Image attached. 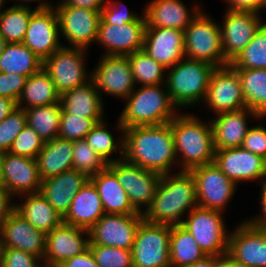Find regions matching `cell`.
Masks as SVG:
<instances>
[{
	"label": "cell",
	"instance_id": "obj_46",
	"mask_svg": "<svg viewBox=\"0 0 266 267\" xmlns=\"http://www.w3.org/2000/svg\"><path fill=\"white\" fill-rule=\"evenodd\" d=\"M44 145V141L38 133L26 125L20 134L15 138L9 153L27 158L36 159Z\"/></svg>",
	"mask_w": 266,
	"mask_h": 267
},
{
	"label": "cell",
	"instance_id": "obj_54",
	"mask_svg": "<svg viewBox=\"0 0 266 267\" xmlns=\"http://www.w3.org/2000/svg\"><path fill=\"white\" fill-rule=\"evenodd\" d=\"M106 0H62L56 5H69L78 8H87L91 10L101 11Z\"/></svg>",
	"mask_w": 266,
	"mask_h": 267
},
{
	"label": "cell",
	"instance_id": "obj_18",
	"mask_svg": "<svg viewBox=\"0 0 266 267\" xmlns=\"http://www.w3.org/2000/svg\"><path fill=\"white\" fill-rule=\"evenodd\" d=\"M220 23L224 58L231 63L252 40L264 23L260 14L226 10Z\"/></svg>",
	"mask_w": 266,
	"mask_h": 267
},
{
	"label": "cell",
	"instance_id": "obj_11",
	"mask_svg": "<svg viewBox=\"0 0 266 267\" xmlns=\"http://www.w3.org/2000/svg\"><path fill=\"white\" fill-rule=\"evenodd\" d=\"M199 207L223 212L233 198L237 185L231 181L215 162L192 169Z\"/></svg>",
	"mask_w": 266,
	"mask_h": 267
},
{
	"label": "cell",
	"instance_id": "obj_4",
	"mask_svg": "<svg viewBox=\"0 0 266 267\" xmlns=\"http://www.w3.org/2000/svg\"><path fill=\"white\" fill-rule=\"evenodd\" d=\"M164 86V87H163ZM135 87L134 91L125 99L117 131L124 135V129L134 126L160 125L169 123L179 113L172 103L166 84Z\"/></svg>",
	"mask_w": 266,
	"mask_h": 267
},
{
	"label": "cell",
	"instance_id": "obj_10",
	"mask_svg": "<svg viewBox=\"0 0 266 267\" xmlns=\"http://www.w3.org/2000/svg\"><path fill=\"white\" fill-rule=\"evenodd\" d=\"M53 7L58 17L59 34L71 45L65 47L88 49L96 41L101 20L100 11L69 5Z\"/></svg>",
	"mask_w": 266,
	"mask_h": 267
},
{
	"label": "cell",
	"instance_id": "obj_7",
	"mask_svg": "<svg viewBox=\"0 0 266 267\" xmlns=\"http://www.w3.org/2000/svg\"><path fill=\"white\" fill-rule=\"evenodd\" d=\"M222 214L218 210L196 206L181 224L206 255H227L230 232L228 233Z\"/></svg>",
	"mask_w": 266,
	"mask_h": 267
},
{
	"label": "cell",
	"instance_id": "obj_49",
	"mask_svg": "<svg viewBox=\"0 0 266 267\" xmlns=\"http://www.w3.org/2000/svg\"><path fill=\"white\" fill-rule=\"evenodd\" d=\"M241 147L266 159V127L263 124L251 126Z\"/></svg>",
	"mask_w": 266,
	"mask_h": 267
},
{
	"label": "cell",
	"instance_id": "obj_5",
	"mask_svg": "<svg viewBox=\"0 0 266 267\" xmlns=\"http://www.w3.org/2000/svg\"><path fill=\"white\" fill-rule=\"evenodd\" d=\"M215 66L186 57L166 69V87L172 103L178 108L204 102ZM198 103V104H197Z\"/></svg>",
	"mask_w": 266,
	"mask_h": 267
},
{
	"label": "cell",
	"instance_id": "obj_33",
	"mask_svg": "<svg viewBox=\"0 0 266 267\" xmlns=\"http://www.w3.org/2000/svg\"><path fill=\"white\" fill-rule=\"evenodd\" d=\"M59 101L60 94L56 90L53 80L42 68L27 78L22 94L17 101V107L25 110L60 103Z\"/></svg>",
	"mask_w": 266,
	"mask_h": 267
},
{
	"label": "cell",
	"instance_id": "obj_26",
	"mask_svg": "<svg viewBox=\"0 0 266 267\" xmlns=\"http://www.w3.org/2000/svg\"><path fill=\"white\" fill-rule=\"evenodd\" d=\"M193 6L189 11L181 0H152L143 11L146 17V27H169L184 31L203 10L198 3H194Z\"/></svg>",
	"mask_w": 266,
	"mask_h": 267
},
{
	"label": "cell",
	"instance_id": "obj_42",
	"mask_svg": "<svg viewBox=\"0 0 266 267\" xmlns=\"http://www.w3.org/2000/svg\"><path fill=\"white\" fill-rule=\"evenodd\" d=\"M103 118H84L61 110V122L58 138L65 140H82Z\"/></svg>",
	"mask_w": 266,
	"mask_h": 267
},
{
	"label": "cell",
	"instance_id": "obj_47",
	"mask_svg": "<svg viewBox=\"0 0 266 267\" xmlns=\"http://www.w3.org/2000/svg\"><path fill=\"white\" fill-rule=\"evenodd\" d=\"M0 267H45L43 260L22 250L1 247Z\"/></svg>",
	"mask_w": 266,
	"mask_h": 267
},
{
	"label": "cell",
	"instance_id": "obj_20",
	"mask_svg": "<svg viewBox=\"0 0 266 267\" xmlns=\"http://www.w3.org/2000/svg\"><path fill=\"white\" fill-rule=\"evenodd\" d=\"M146 17L144 12L127 24H99L96 41L105 47L103 55L126 56L143 50Z\"/></svg>",
	"mask_w": 266,
	"mask_h": 267
},
{
	"label": "cell",
	"instance_id": "obj_29",
	"mask_svg": "<svg viewBox=\"0 0 266 267\" xmlns=\"http://www.w3.org/2000/svg\"><path fill=\"white\" fill-rule=\"evenodd\" d=\"M101 198L104 212L109 214H137L128 194L120 185L116 174L106 166L99 173L89 177Z\"/></svg>",
	"mask_w": 266,
	"mask_h": 267
},
{
	"label": "cell",
	"instance_id": "obj_27",
	"mask_svg": "<svg viewBox=\"0 0 266 267\" xmlns=\"http://www.w3.org/2000/svg\"><path fill=\"white\" fill-rule=\"evenodd\" d=\"M88 180L89 177L85 173L71 169L42 180L40 192L64 217L74 196Z\"/></svg>",
	"mask_w": 266,
	"mask_h": 267
},
{
	"label": "cell",
	"instance_id": "obj_56",
	"mask_svg": "<svg viewBox=\"0 0 266 267\" xmlns=\"http://www.w3.org/2000/svg\"><path fill=\"white\" fill-rule=\"evenodd\" d=\"M16 108L17 102L15 100L0 96V123Z\"/></svg>",
	"mask_w": 266,
	"mask_h": 267
},
{
	"label": "cell",
	"instance_id": "obj_35",
	"mask_svg": "<svg viewBox=\"0 0 266 267\" xmlns=\"http://www.w3.org/2000/svg\"><path fill=\"white\" fill-rule=\"evenodd\" d=\"M206 253L199 247L191 233L180 225H171L170 265L185 267L203 259Z\"/></svg>",
	"mask_w": 266,
	"mask_h": 267
},
{
	"label": "cell",
	"instance_id": "obj_19",
	"mask_svg": "<svg viewBox=\"0 0 266 267\" xmlns=\"http://www.w3.org/2000/svg\"><path fill=\"white\" fill-rule=\"evenodd\" d=\"M214 162L236 185L266 180V159L242 147L215 150Z\"/></svg>",
	"mask_w": 266,
	"mask_h": 267
},
{
	"label": "cell",
	"instance_id": "obj_12",
	"mask_svg": "<svg viewBox=\"0 0 266 267\" xmlns=\"http://www.w3.org/2000/svg\"><path fill=\"white\" fill-rule=\"evenodd\" d=\"M107 166L116 174L132 206L139 213H143L150 206L162 175L128 163L124 159L110 162ZM142 206L146 208L142 210Z\"/></svg>",
	"mask_w": 266,
	"mask_h": 267
},
{
	"label": "cell",
	"instance_id": "obj_8",
	"mask_svg": "<svg viewBox=\"0 0 266 267\" xmlns=\"http://www.w3.org/2000/svg\"><path fill=\"white\" fill-rule=\"evenodd\" d=\"M171 225L142 220L132 246L133 267H171Z\"/></svg>",
	"mask_w": 266,
	"mask_h": 267
},
{
	"label": "cell",
	"instance_id": "obj_48",
	"mask_svg": "<svg viewBox=\"0 0 266 267\" xmlns=\"http://www.w3.org/2000/svg\"><path fill=\"white\" fill-rule=\"evenodd\" d=\"M121 2L106 0L104 7L100 11L101 20L99 24H127L134 22L140 15L120 7ZM123 5V4H122ZM122 8V9H121Z\"/></svg>",
	"mask_w": 266,
	"mask_h": 267
},
{
	"label": "cell",
	"instance_id": "obj_21",
	"mask_svg": "<svg viewBox=\"0 0 266 267\" xmlns=\"http://www.w3.org/2000/svg\"><path fill=\"white\" fill-rule=\"evenodd\" d=\"M89 243L88 230L62 222L46 234V248L43 257L45 267H58L65 260L86 251Z\"/></svg>",
	"mask_w": 266,
	"mask_h": 267
},
{
	"label": "cell",
	"instance_id": "obj_22",
	"mask_svg": "<svg viewBox=\"0 0 266 267\" xmlns=\"http://www.w3.org/2000/svg\"><path fill=\"white\" fill-rule=\"evenodd\" d=\"M59 22L54 7L35 10L31 14L23 44L42 60L59 50Z\"/></svg>",
	"mask_w": 266,
	"mask_h": 267
},
{
	"label": "cell",
	"instance_id": "obj_17",
	"mask_svg": "<svg viewBox=\"0 0 266 267\" xmlns=\"http://www.w3.org/2000/svg\"><path fill=\"white\" fill-rule=\"evenodd\" d=\"M227 256L245 267H266V228L247 219L239 223L229 235Z\"/></svg>",
	"mask_w": 266,
	"mask_h": 267
},
{
	"label": "cell",
	"instance_id": "obj_9",
	"mask_svg": "<svg viewBox=\"0 0 266 267\" xmlns=\"http://www.w3.org/2000/svg\"><path fill=\"white\" fill-rule=\"evenodd\" d=\"M87 52L84 48L63 45L43 60L42 68L53 80L60 95L91 81V71L89 74L87 64L84 63Z\"/></svg>",
	"mask_w": 266,
	"mask_h": 267
},
{
	"label": "cell",
	"instance_id": "obj_30",
	"mask_svg": "<svg viewBox=\"0 0 266 267\" xmlns=\"http://www.w3.org/2000/svg\"><path fill=\"white\" fill-rule=\"evenodd\" d=\"M103 97L91 80L60 95L61 108L84 118H104Z\"/></svg>",
	"mask_w": 266,
	"mask_h": 267
},
{
	"label": "cell",
	"instance_id": "obj_37",
	"mask_svg": "<svg viewBox=\"0 0 266 267\" xmlns=\"http://www.w3.org/2000/svg\"><path fill=\"white\" fill-rule=\"evenodd\" d=\"M61 110L60 103L27 108L25 109L27 125L33 128L44 142L57 138Z\"/></svg>",
	"mask_w": 266,
	"mask_h": 267
},
{
	"label": "cell",
	"instance_id": "obj_13",
	"mask_svg": "<svg viewBox=\"0 0 266 267\" xmlns=\"http://www.w3.org/2000/svg\"><path fill=\"white\" fill-rule=\"evenodd\" d=\"M204 103L215 115L247 108L240 77L230 64L212 72Z\"/></svg>",
	"mask_w": 266,
	"mask_h": 267
},
{
	"label": "cell",
	"instance_id": "obj_41",
	"mask_svg": "<svg viewBox=\"0 0 266 267\" xmlns=\"http://www.w3.org/2000/svg\"><path fill=\"white\" fill-rule=\"evenodd\" d=\"M230 65L234 69H266V22Z\"/></svg>",
	"mask_w": 266,
	"mask_h": 267
},
{
	"label": "cell",
	"instance_id": "obj_32",
	"mask_svg": "<svg viewBox=\"0 0 266 267\" xmlns=\"http://www.w3.org/2000/svg\"><path fill=\"white\" fill-rule=\"evenodd\" d=\"M15 210L37 230L48 234L63 222V217L53 208L41 192L24 194Z\"/></svg>",
	"mask_w": 266,
	"mask_h": 267
},
{
	"label": "cell",
	"instance_id": "obj_57",
	"mask_svg": "<svg viewBox=\"0 0 266 267\" xmlns=\"http://www.w3.org/2000/svg\"><path fill=\"white\" fill-rule=\"evenodd\" d=\"M219 260H220L219 256L207 255L200 261H197L192 265H188L185 267H217Z\"/></svg>",
	"mask_w": 266,
	"mask_h": 267
},
{
	"label": "cell",
	"instance_id": "obj_55",
	"mask_svg": "<svg viewBox=\"0 0 266 267\" xmlns=\"http://www.w3.org/2000/svg\"><path fill=\"white\" fill-rule=\"evenodd\" d=\"M261 186V194H260V205H261V214L257 217L253 218L249 217L247 220L250 224L256 227L266 228V185Z\"/></svg>",
	"mask_w": 266,
	"mask_h": 267
},
{
	"label": "cell",
	"instance_id": "obj_45",
	"mask_svg": "<svg viewBox=\"0 0 266 267\" xmlns=\"http://www.w3.org/2000/svg\"><path fill=\"white\" fill-rule=\"evenodd\" d=\"M26 125V111L19 107L0 123V153L9 152L13 141Z\"/></svg>",
	"mask_w": 266,
	"mask_h": 267
},
{
	"label": "cell",
	"instance_id": "obj_3",
	"mask_svg": "<svg viewBox=\"0 0 266 267\" xmlns=\"http://www.w3.org/2000/svg\"><path fill=\"white\" fill-rule=\"evenodd\" d=\"M179 171L213 163L215 147L211 121H202L194 114L178 113L170 122ZM180 156V157H179ZM179 157V158H178Z\"/></svg>",
	"mask_w": 266,
	"mask_h": 267
},
{
	"label": "cell",
	"instance_id": "obj_1",
	"mask_svg": "<svg viewBox=\"0 0 266 267\" xmlns=\"http://www.w3.org/2000/svg\"><path fill=\"white\" fill-rule=\"evenodd\" d=\"M123 159L161 175L178 166L170 122L124 129Z\"/></svg>",
	"mask_w": 266,
	"mask_h": 267
},
{
	"label": "cell",
	"instance_id": "obj_53",
	"mask_svg": "<svg viewBox=\"0 0 266 267\" xmlns=\"http://www.w3.org/2000/svg\"><path fill=\"white\" fill-rule=\"evenodd\" d=\"M58 267H99V266L96 263L90 249L88 248L83 253L75 255L74 257L65 260Z\"/></svg>",
	"mask_w": 266,
	"mask_h": 267
},
{
	"label": "cell",
	"instance_id": "obj_23",
	"mask_svg": "<svg viewBox=\"0 0 266 267\" xmlns=\"http://www.w3.org/2000/svg\"><path fill=\"white\" fill-rule=\"evenodd\" d=\"M143 51L168 69L185 58L184 31L169 27H146Z\"/></svg>",
	"mask_w": 266,
	"mask_h": 267
},
{
	"label": "cell",
	"instance_id": "obj_31",
	"mask_svg": "<svg viewBox=\"0 0 266 267\" xmlns=\"http://www.w3.org/2000/svg\"><path fill=\"white\" fill-rule=\"evenodd\" d=\"M36 162L41 180L71 170L73 141L57 137L44 142L42 150L36 157Z\"/></svg>",
	"mask_w": 266,
	"mask_h": 267
},
{
	"label": "cell",
	"instance_id": "obj_60",
	"mask_svg": "<svg viewBox=\"0 0 266 267\" xmlns=\"http://www.w3.org/2000/svg\"><path fill=\"white\" fill-rule=\"evenodd\" d=\"M6 44L5 39L0 35V55L4 52Z\"/></svg>",
	"mask_w": 266,
	"mask_h": 267
},
{
	"label": "cell",
	"instance_id": "obj_61",
	"mask_svg": "<svg viewBox=\"0 0 266 267\" xmlns=\"http://www.w3.org/2000/svg\"><path fill=\"white\" fill-rule=\"evenodd\" d=\"M6 0H0V10L3 9V6L5 5Z\"/></svg>",
	"mask_w": 266,
	"mask_h": 267
},
{
	"label": "cell",
	"instance_id": "obj_51",
	"mask_svg": "<svg viewBox=\"0 0 266 267\" xmlns=\"http://www.w3.org/2000/svg\"><path fill=\"white\" fill-rule=\"evenodd\" d=\"M12 198L13 196L0 186V232L5 221L15 211L16 203H13Z\"/></svg>",
	"mask_w": 266,
	"mask_h": 267
},
{
	"label": "cell",
	"instance_id": "obj_34",
	"mask_svg": "<svg viewBox=\"0 0 266 267\" xmlns=\"http://www.w3.org/2000/svg\"><path fill=\"white\" fill-rule=\"evenodd\" d=\"M43 60L21 43H7L0 55V72L24 75L27 78L39 72Z\"/></svg>",
	"mask_w": 266,
	"mask_h": 267
},
{
	"label": "cell",
	"instance_id": "obj_38",
	"mask_svg": "<svg viewBox=\"0 0 266 267\" xmlns=\"http://www.w3.org/2000/svg\"><path fill=\"white\" fill-rule=\"evenodd\" d=\"M107 122H98L92 130L85 136L84 140L107 165L113 161L123 159L124 137L114 138L113 133L107 129ZM119 139V140H118ZM116 140V141H115ZM118 142V143H117ZM113 153L119 154L116 158H111Z\"/></svg>",
	"mask_w": 266,
	"mask_h": 267
},
{
	"label": "cell",
	"instance_id": "obj_15",
	"mask_svg": "<svg viewBox=\"0 0 266 267\" xmlns=\"http://www.w3.org/2000/svg\"><path fill=\"white\" fill-rule=\"evenodd\" d=\"M91 71V80L102 97V92L125 99L134 91L135 81L127 56L103 55Z\"/></svg>",
	"mask_w": 266,
	"mask_h": 267
},
{
	"label": "cell",
	"instance_id": "obj_24",
	"mask_svg": "<svg viewBox=\"0 0 266 267\" xmlns=\"http://www.w3.org/2000/svg\"><path fill=\"white\" fill-rule=\"evenodd\" d=\"M0 242L1 247L19 249L41 260L45 255L46 234L37 230L16 210L3 224Z\"/></svg>",
	"mask_w": 266,
	"mask_h": 267
},
{
	"label": "cell",
	"instance_id": "obj_36",
	"mask_svg": "<svg viewBox=\"0 0 266 267\" xmlns=\"http://www.w3.org/2000/svg\"><path fill=\"white\" fill-rule=\"evenodd\" d=\"M240 77L246 107L266 117V69H235Z\"/></svg>",
	"mask_w": 266,
	"mask_h": 267
},
{
	"label": "cell",
	"instance_id": "obj_28",
	"mask_svg": "<svg viewBox=\"0 0 266 267\" xmlns=\"http://www.w3.org/2000/svg\"><path fill=\"white\" fill-rule=\"evenodd\" d=\"M104 214L97 189L88 180L74 196L63 223L89 230Z\"/></svg>",
	"mask_w": 266,
	"mask_h": 267
},
{
	"label": "cell",
	"instance_id": "obj_16",
	"mask_svg": "<svg viewBox=\"0 0 266 267\" xmlns=\"http://www.w3.org/2000/svg\"><path fill=\"white\" fill-rule=\"evenodd\" d=\"M41 183L36 159L0 153V186L13 197L40 192Z\"/></svg>",
	"mask_w": 266,
	"mask_h": 267
},
{
	"label": "cell",
	"instance_id": "obj_52",
	"mask_svg": "<svg viewBox=\"0 0 266 267\" xmlns=\"http://www.w3.org/2000/svg\"><path fill=\"white\" fill-rule=\"evenodd\" d=\"M228 5V10L249 11L260 14L264 0H224Z\"/></svg>",
	"mask_w": 266,
	"mask_h": 267
},
{
	"label": "cell",
	"instance_id": "obj_59",
	"mask_svg": "<svg viewBox=\"0 0 266 267\" xmlns=\"http://www.w3.org/2000/svg\"><path fill=\"white\" fill-rule=\"evenodd\" d=\"M217 267H245V266L239 263H236L229 256L224 255V256H220V260L218 262Z\"/></svg>",
	"mask_w": 266,
	"mask_h": 267
},
{
	"label": "cell",
	"instance_id": "obj_44",
	"mask_svg": "<svg viewBox=\"0 0 266 267\" xmlns=\"http://www.w3.org/2000/svg\"><path fill=\"white\" fill-rule=\"evenodd\" d=\"M89 249L99 267H133L131 250L97 244Z\"/></svg>",
	"mask_w": 266,
	"mask_h": 267
},
{
	"label": "cell",
	"instance_id": "obj_43",
	"mask_svg": "<svg viewBox=\"0 0 266 267\" xmlns=\"http://www.w3.org/2000/svg\"><path fill=\"white\" fill-rule=\"evenodd\" d=\"M106 166L107 164L94 153L84 139L73 141V170H78L91 177L102 171Z\"/></svg>",
	"mask_w": 266,
	"mask_h": 267
},
{
	"label": "cell",
	"instance_id": "obj_39",
	"mask_svg": "<svg viewBox=\"0 0 266 267\" xmlns=\"http://www.w3.org/2000/svg\"><path fill=\"white\" fill-rule=\"evenodd\" d=\"M35 10L32 7L13 5L0 10V35L7 43L23 42L31 14Z\"/></svg>",
	"mask_w": 266,
	"mask_h": 267
},
{
	"label": "cell",
	"instance_id": "obj_2",
	"mask_svg": "<svg viewBox=\"0 0 266 267\" xmlns=\"http://www.w3.org/2000/svg\"><path fill=\"white\" fill-rule=\"evenodd\" d=\"M197 204L194 176L189 171H179L161 176L150 206L142 213L151 223L180 225Z\"/></svg>",
	"mask_w": 266,
	"mask_h": 267
},
{
	"label": "cell",
	"instance_id": "obj_6",
	"mask_svg": "<svg viewBox=\"0 0 266 267\" xmlns=\"http://www.w3.org/2000/svg\"><path fill=\"white\" fill-rule=\"evenodd\" d=\"M202 10L184 30V53L187 59L218 67L230 63L224 58L220 24Z\"/></svg>",
	"mask_w": 266,
	"mask_h": 267
},
{
	"label": "cell",
	"instance_id": "obj_50",
	"mask_svg": "<svg viewBox=\"0 0 266 267\" xmlns=\"http://www.w3.org/2000/svg\"><path fill=\"white\" fill-rule=\"evenodd\" d=\"M26 80L24 75L0 72V96L12 98L17 102Z\"/></svg>",
	"mask_w": 266,
	"mask_h": 267
},
{
	"label": "cell",
	"instance_id": "obj_62",
	"mask_svg": "<svg viewBox=\"0 0 266 267\" xmlns=\"http://www.w3.org/2000/svg\"><path fill=\"white\" fill-rule=\"evenodd\" d=\"M266 8V0L263 1L262 10Z\"/></svg>",
	"mask_w": 266,
	"mask_h": 267
},
{
	"label": "cell",
	"instance_id": "obj_14",
	"mask_svg": "<svg viewBox=\"0 0 266 267\" xmlns=\"http://www.w3.org/2000/svg\"><path fill=\"white\" fill-rule=\"evenodd\" d=\"M143 220L142 213H105L88 231L89 244L111 246L131 250L138 227Z\"/></svg>",
	"mask_w": 266,
	"mask_h": 267
},
{
	"label": "cell",
	"instance_id": "obj_25",
	"mask_svg": "<svg viewBox=\"0 0 266 267\" xmlns=\"http://www.w3.org/2000/svg\"><path fill=\"white\" fill-rule=\"evenodd\" d=\"M252 116V117H251ZM260 120V117L251 109L244 108L234 112H224L211 119L215 150L241 147L250 127L247 119Z\"/></svg>",
	"mask_w": 266,
	"mask_h": 267
},
{
	"label": "cell",
	"instance_id": "obj_40",
	"mask_svg": "<svg viewBox=\"0 0 266 267\" xmlns=\"http://www.w3.org/2000/svg\"><path fill=\"white\" fill-rule=\"evenodd\" d=\"M131 65L134 81L140 86L164 85L167 71L160 63L147 55L143 50L126 55Z\"/></svg>",
	"mask_w": 266,
	"mask_h": 267
},
{
	"label": "cell",
	"instance_id": "obj_58",
	"mask_svg": "<svg viewBox=\"0 0 266 267\" xmlns=\"http://www.w3.org/2000/svg\"><path fill=\"white\" fill-rule=\"evenodd\" d=\"M18 1L17 3L15 2V4L13 6H21V7H30V5H28L26 2H35L38 1L39 5H37V7H35L36 10H43V9H47V8H51L53 7V3L47 0H15ZM52 4V5H51Z\"/></svg>",
	"mask_w": 266,
	"mask_h": 267
}]
</instances>
